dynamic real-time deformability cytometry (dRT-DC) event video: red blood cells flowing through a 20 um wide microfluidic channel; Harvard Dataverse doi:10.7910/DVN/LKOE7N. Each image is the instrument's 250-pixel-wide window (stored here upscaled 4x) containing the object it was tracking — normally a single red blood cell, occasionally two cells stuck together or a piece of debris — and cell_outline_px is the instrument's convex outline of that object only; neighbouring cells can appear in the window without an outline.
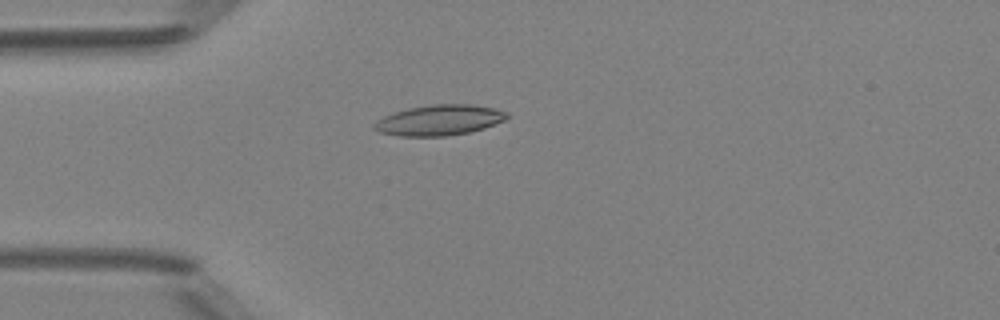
{"species": "Egyptian fruit bat (a non-hibernating species)", "species_latin": "Rousettus aegyptiacus", "temperature_condition": "room temperature", "stored_images_in_passage": 4, "camera_frame_rate_fps": 3000, "um_per_image_px": 0.085, "animal": {"sex": "female"}, "frame": {"image": 1, "passage_image": 4, "time_ms": 3.667, "image_size_px": [1000, 320], "cell_outline_px": [[508, 116], [504, 120], [484, 128], [468, 132], [448, 136], [400, 136], [380, 132], [372, 128], [372, 124], [376, 120], [384, 116], [408, 108], [432, 104], [468, 104], [496, 108], [508, 112]], "centroid_in_image_um": [37.33, 10.21], "position_along_channel_um": 47.7, "area_um2": 23.58}}